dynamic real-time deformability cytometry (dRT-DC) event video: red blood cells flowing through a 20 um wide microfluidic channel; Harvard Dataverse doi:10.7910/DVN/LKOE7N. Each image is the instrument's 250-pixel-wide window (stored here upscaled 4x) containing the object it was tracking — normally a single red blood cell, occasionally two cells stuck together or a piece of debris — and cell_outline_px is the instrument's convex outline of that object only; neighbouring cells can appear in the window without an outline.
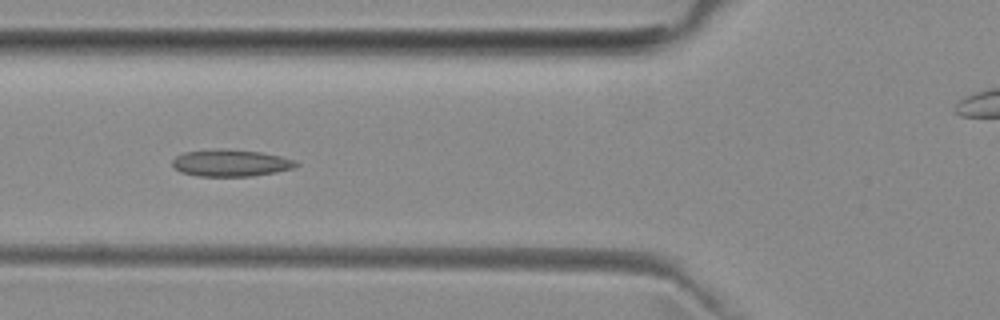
{"species": "common noctule bat (a hibernating species)", "species_latin": "Nyctalus noctula", "temperature_condition": "room temperature", "stored_images_in_passage": 6, "camera_frame_rate_fps": 3000, "um_per_image_px": 0.085, "animal": {"sex": "female", "body_mass_g": 29.2, "forearm_length_mm": 56.3}, "frame": {"image": 1, "passage_image": 4, "time_ms": 4.333, "image_size_px": [1000, 320], "cell_outline_px": [[300, 164], [296, 168], [276, 172], [252, 176], [196, 176], [180, 172], [172, 164], [172, 160], [176, 156], [184, 152], [260, 152], [280, 156], [296, 160]], "centroid_in_image_um": [19.68, 13.92], "position_along_channel_um": 106.1, "area_um2": 18.44}}
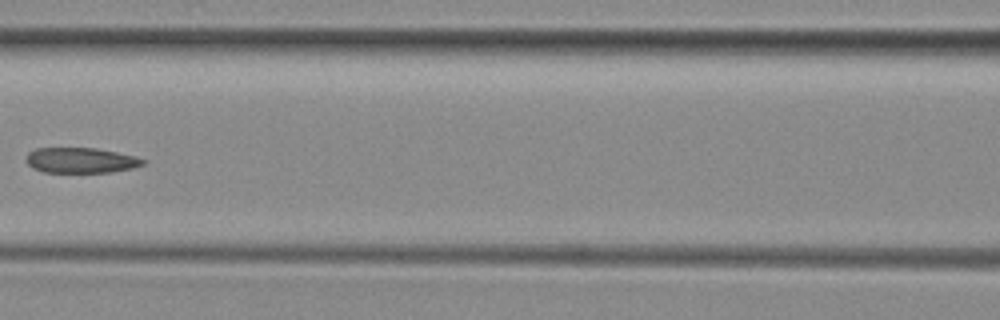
{"frame": {"image": 2, "passage_image": 5, "time_ms": 5.667, "image_size_px": [1000, 320], "cell_outline_px": [[148, 160], [144, 164], [132, 168], [112, 172], [44, 172], [32, 168], [24, 160], [28, 152], [36, 148], [96, 148], [136, 156]], "centroid_in_image_um": [6.86, 13.62], "position_along_channel_um": 159.7, "area_um2": 17.4}}
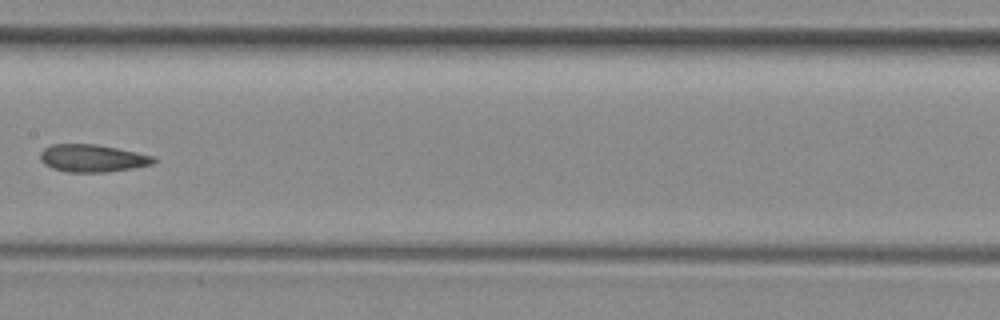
{"frame": {"image": 3, "passage_image": 6, "time_ms": 6.667, "image_size_px": [1000, 320], "cell_outline_px": [[156, 160], [152, 164], [136, 168], [108, 172], [68, 172], [52, 168], [44, 164], [40, 160], [40, 152], [44, 148], [52, 144], [96, 144], [156, 156]], "centroid_in_image_um": [7.86, 13.45], "position_along_channel_um": 199.5, "area_um2": 18.32}}